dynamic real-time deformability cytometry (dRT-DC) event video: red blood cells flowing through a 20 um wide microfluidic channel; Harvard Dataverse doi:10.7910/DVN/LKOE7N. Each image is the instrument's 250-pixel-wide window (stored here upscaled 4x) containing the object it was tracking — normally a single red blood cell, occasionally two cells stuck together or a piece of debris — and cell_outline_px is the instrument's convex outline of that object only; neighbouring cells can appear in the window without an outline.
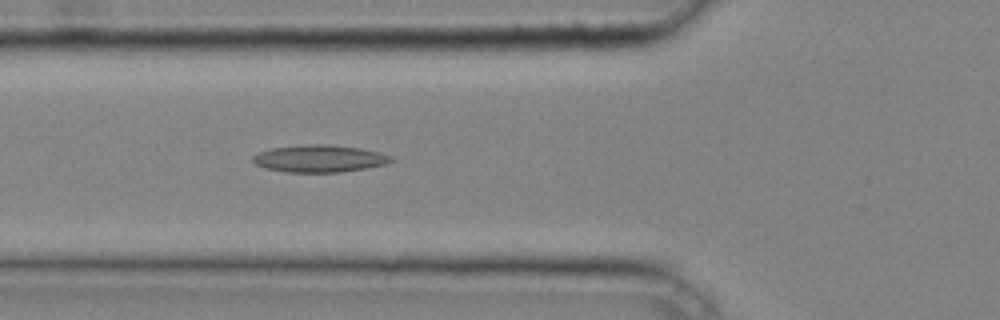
{"species": "common noctule bat (a hibernating species)", "species_latin": "Nyctalus noctula", "temperature_condition": "cold", "stored_images_in_passage": 34, "camera_frame_rate_fps": 3000, "um_per_image_px": 0.085, "animal": {"sex": "male", "body_mass_g": 20.4}, "frame": {"image": 1, "passage_image": 8, "time_ms": 2.333, "image_size_px": [1000, 320], "cell_outline_px": [[396, 160], [388, 164], [368, 168], [340, 172], [288, 172], [264, 168], [256, 164], [252, 160], [252, 156], [256, 152], [272, 148], [304, 144], [328, 144], [360, 148], [380, 152], [392, 156]], "centroid_in_image_um": [27.18, 13.47], "position_along_channel_um": 98.6, "area_um2": 22.25}}
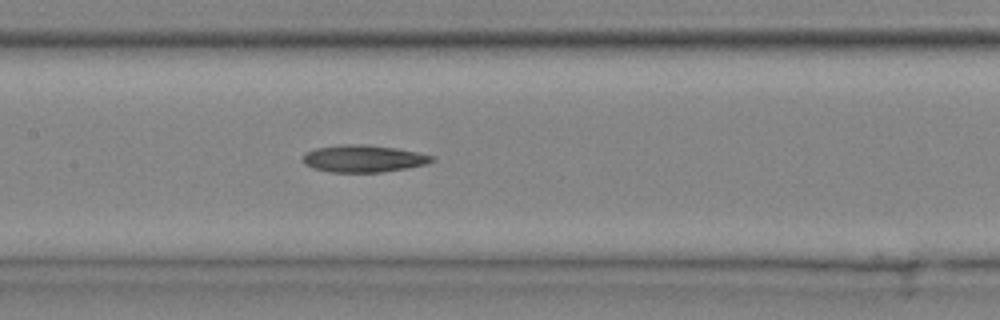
{"frame": {"image": 2, "passage_image": 13, "time_ms": 4.0, "image_size_px": [1000, 320], "cell_outline_px": [[436, 160], [424, 164], [384, 172], [332, 172], [312, 168], [304, 164], [304, 152], [316, 148], [340, 144], [364, 144], [396, 148], [436, 156]], "centroid_in_image_um": [30.88, 13.47], "position_along_channel_um": 176.5, "area_um2": 20.4}}
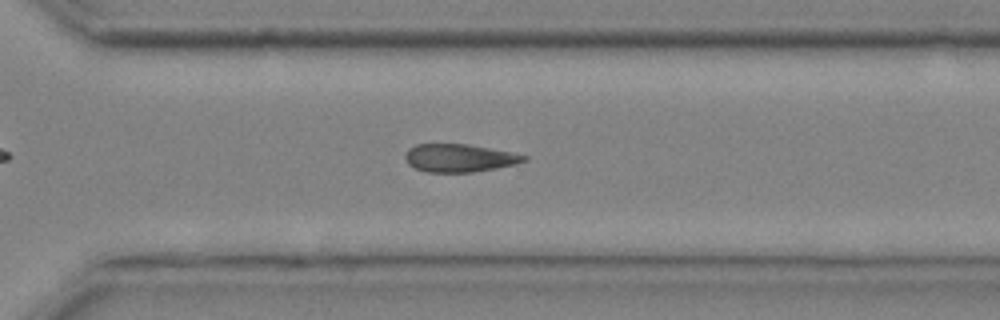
{"frame": {"image": 3, "passage_image": 23, "time_ms": 7.333, "image_size_px": [1000, 320], "cell_outline_px": [[528, 160], [516, 164], [496, 168], [472, 172], [428, 172], [416, 168], [408, 164], [404, 156], [404, 152], [408, 148], [416, 144], [468, 144], [512, 152], [528, 156]], "centroid_in_image_um": [39.04, 13.42], "position_along_channel_um": 331.6, "area_um2": 19.42}}